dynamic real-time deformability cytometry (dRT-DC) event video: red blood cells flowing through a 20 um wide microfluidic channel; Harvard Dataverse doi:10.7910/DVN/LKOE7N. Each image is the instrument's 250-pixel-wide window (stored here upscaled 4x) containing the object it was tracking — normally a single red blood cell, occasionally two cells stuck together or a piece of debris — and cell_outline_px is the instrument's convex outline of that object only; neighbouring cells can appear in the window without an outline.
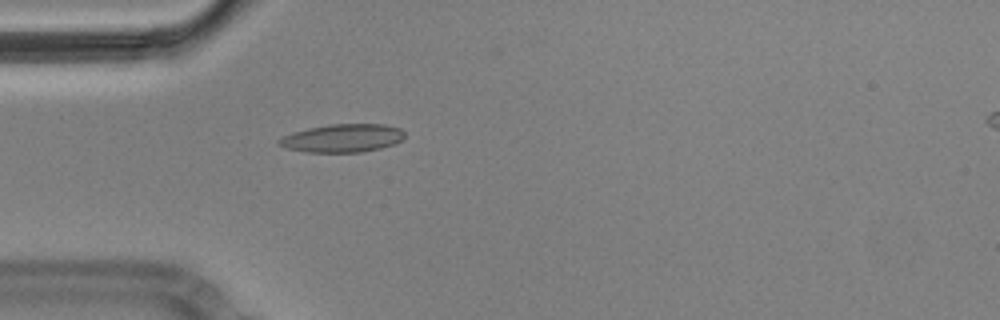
{"species": "Egyptian fruit bat (a non-hibernating species)", "species_latin": "Rousettus aegyptiacus", "temperature_condition": "cold", "stored_images_in_passage": 1, "camera_frame_rate_fps": 3000, "um_per_image_px": 0.085, "animal": {"sex": "male"}, "frame": {"image": 1, "passage_image": 1, "time_ms": 0.0, "image_size_px": [1000, 320], "cell_outline_px": [[404, 136], [400, 140], [392, 144], [380, 148], [360, 152], [308, 152], [288, 148], [276, 144], [276, 140], [280, 136], [292, 132], [308, 128], [328, 124], [384, 124], [400, 128], [404, 132]], "centroid_in_image_um": [29.05, 11.73], "position_along_channel_um": 55.9, "area_um2": 20.63}}